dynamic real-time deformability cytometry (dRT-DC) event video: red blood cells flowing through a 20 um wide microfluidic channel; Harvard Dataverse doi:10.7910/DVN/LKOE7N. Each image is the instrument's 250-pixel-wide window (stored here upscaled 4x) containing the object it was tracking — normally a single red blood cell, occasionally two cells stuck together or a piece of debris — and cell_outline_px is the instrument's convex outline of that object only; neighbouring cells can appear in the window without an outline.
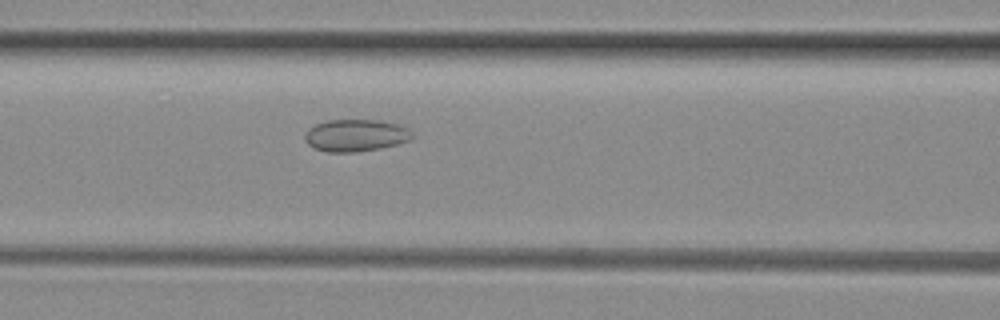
{"species": "common noctule bat (a hibernating species)", "species_latin": "Nyctalus noctula", "temperature_condition": "room temperature", "stored_images_in_passage": 38, "camera_frame_rate_fps": 3000, "um_per_image_px": 0.085, "animal": {"sex": "female", "body_mass_g": 29.2, "forearm_length_mm": 56.3}, "frame": {"image": 1, "passage_image": 7, "time_ms": 2.0, "image_size_px": [1000, 320], "cell_outline_px": [[412, 136], [408, 140], [396, 144], [380, 148], [356, 152], [328, 152], [312, 148], [304, 140], [304, 136], [308, 128], [316, 124], [328, 120], [380, 120], [396, 124], [408, 128], [412, 132]], "centroid_in_image_um": [30.18, 11.51], "position_along_channel_um": 136.4, "area_um2": 20.06}}
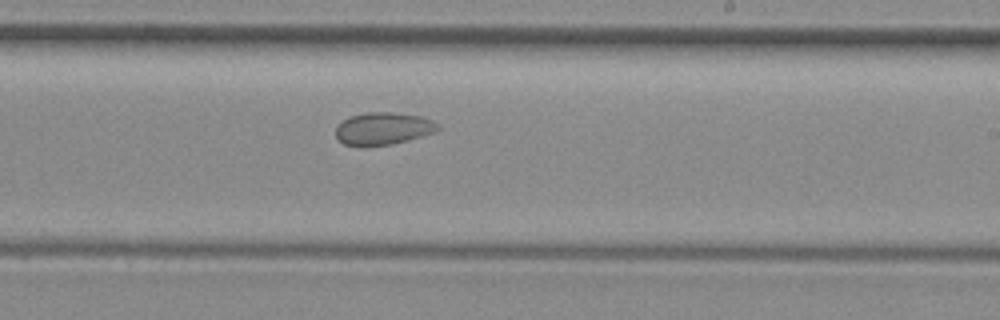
{"frame": {"image": 2, "passage_image": 16, "time_ms": 5.0, "image_size_px": [1000, 320], "cell_outline_px": [[440, 128], [436, 132], [392, 144], [344, 144], [336, 136], [336, 128], [344, 120], [352, 116], [368, 112], [392, 112], [420, 116], [432, 120], [440, 124]], "centroid_in_image_um": [32.64, 10.9], "position_along_channel_um": 256.4, "area_um2": 18.73}}
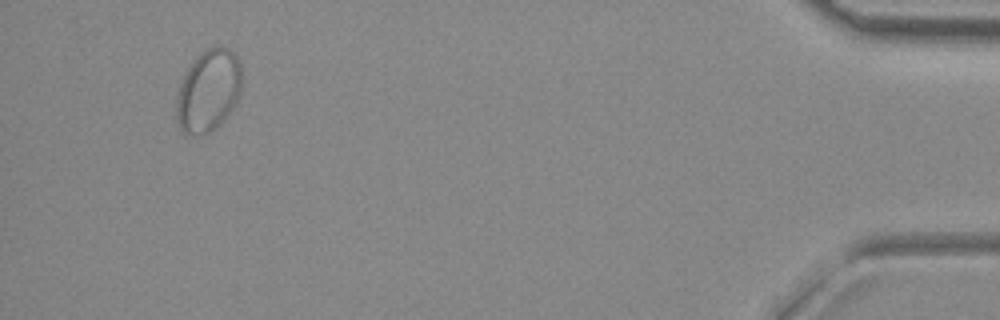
{"frame": {"image": 3, "passage_image": 34, "time_ms": 11.0, "image_size_px": [1000, 320], "cell_outline_px": [[240, 92], [236, 100], [228, 112], [208, 132], [184, 132], [180, 128], [176, 120], [176, 96], [180, 84], [188, 68], [200, 52], [208, 48], [228, 48], [236, 56], [240, 64]], "centroid_in_image_um": [17.67, 7.66], "position_along_channel_um": 417.5, "area_um2": 30.0}}